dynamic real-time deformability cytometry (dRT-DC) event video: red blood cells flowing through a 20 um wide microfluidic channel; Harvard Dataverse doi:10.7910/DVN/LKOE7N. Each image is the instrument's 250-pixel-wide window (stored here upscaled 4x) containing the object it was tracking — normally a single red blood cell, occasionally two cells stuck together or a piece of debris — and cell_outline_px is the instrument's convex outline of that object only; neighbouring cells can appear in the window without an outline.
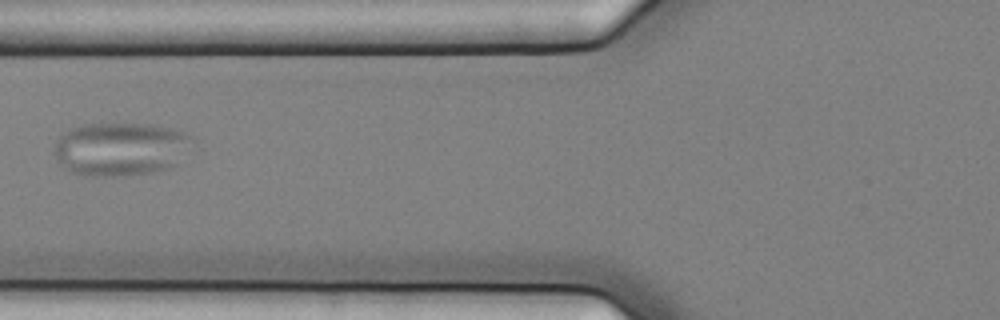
{"species": "common noctule bat (a hibernating species)", "species_latin": "Nyctalus noctula", "temperature_condition": "cold", "stored_images_in_passage": 12, "segment_of_instrument_passage": [2, 2], "camera_frame_rate_fps": 3000, "um_per_image_px": 0.085, "animal": {"sex": "female", "body_mass_g": 25.1}, "frame": {"image": 1, "passage_image": 7, "time_ms": 2.0, "image_size_px": [1000, 320], "cell_outline_px": [[192, 136], [176, 164], [172, 168], [152, 172], [124, 176], [88, 176], [72, 172], [64, 168], [56, 160], [56, 140], [68, 128], [84, 124], [152, 124], [172, 128], [184, 132]], "centroid_in_image_um": [10.19, 12.66], "position_along_channel_um": 115.6, "area_um2": 42.77}}
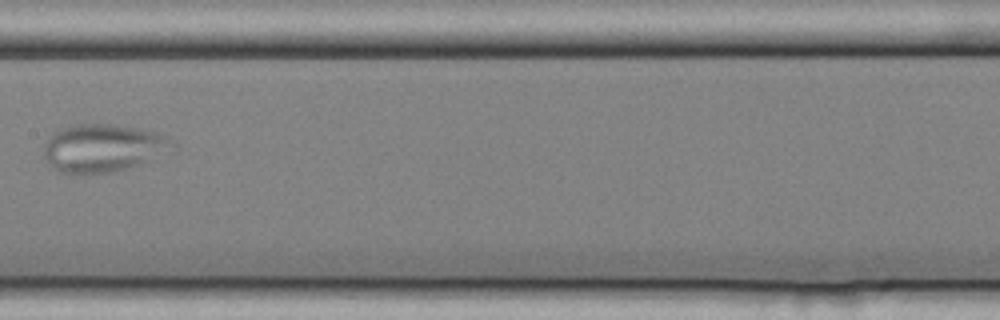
{"frame": {"image": 2, "passage_image": 9, "time_ms": 2.667, "image_size_px": [1000, 320], "cell_outline_px": [[176, 152], [116, 172], [72, 176], [60, 172], [44, 156], [44, 144], [48, 136], [60, 128], [76, 124], [112, 124], [140, 128], [156, 132], [168, 136], [176, 144]], "centroid_in_image_um": [8.84, 12.6], "position_along_channel_um": 198.6, "area_um2": 37.05}}
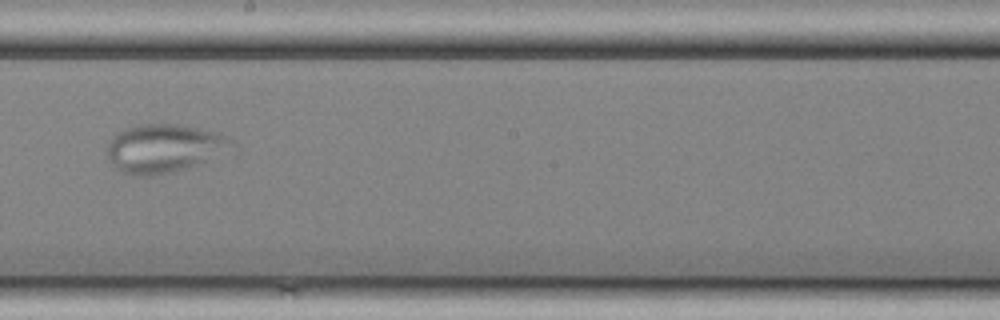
{"frame": {"image": 3, "passage_image": 10, "time_ms": 3.0, "image_size_px": [1000, 320], "cell_outline_px": [[236, 156], [172, 172], [152, 176], [132, 176], [120, 172], [116, 168], [108, 156], [108, 144], [112, 136], [124, 128], [140, 124], [176, 124], [220, 132], [232, 136], [236, 144]], "centroid_in_image_um": [14.19, 12.63], "position_along_channel_um": 234.0, "area_um2": 37.11}}